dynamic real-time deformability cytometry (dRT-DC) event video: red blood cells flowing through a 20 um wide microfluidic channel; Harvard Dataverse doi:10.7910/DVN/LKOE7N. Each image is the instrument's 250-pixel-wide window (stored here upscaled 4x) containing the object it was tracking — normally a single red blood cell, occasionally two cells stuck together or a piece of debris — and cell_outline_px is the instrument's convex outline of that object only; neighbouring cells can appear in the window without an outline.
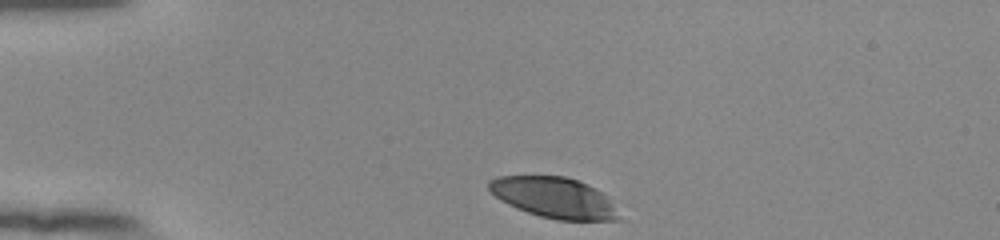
{"species": "human", "species_latin": "Homo sapiens", "temperature_condition": "room temperature", "stored_images_in_passage": 35, "camera_frame_rate_fps": 3000, "um_per_image_px": 0.085, "donor": {"sex": "female"}, "frame": {"image": 1, "passage_image": 1, "time_ms": 0.0, "image_size_px": [1000, 240], "cell_outline_px": [[624, 220], [556, 220], [540, 216], [516, 208], [500, 200], [488, 188], [488, 180], [496, 176], [564, 176], [576, 180], [596, 188], [604, 196]], "centroid_in_image_um": [47.06, 16.8], "position_along_channel_um": 37.9, "area_um2": 30.52}}
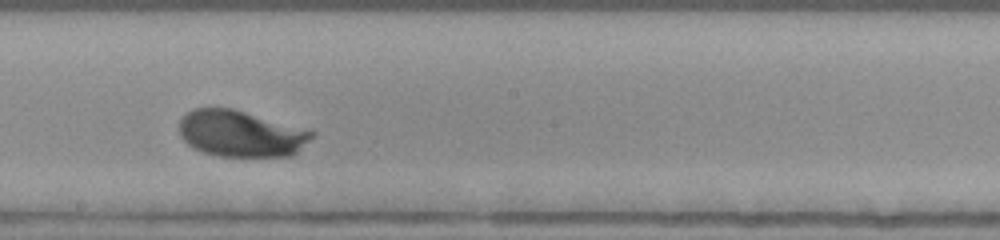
{"frame": {"image": 2, "passage_image": 20, "time_ms": 6.333, "image_size_px": [1000, 240], "cell_outline_px": [[316, 132], [292, 156], [216, 156], [192, 148], [180, 136], [180, 120], [192, 108], [232, 108], [312, 128]], "centroid_in_image_um": [20.52, 11.34], "position_along_channel_um": 227.7, "area_um2": 36.24}}
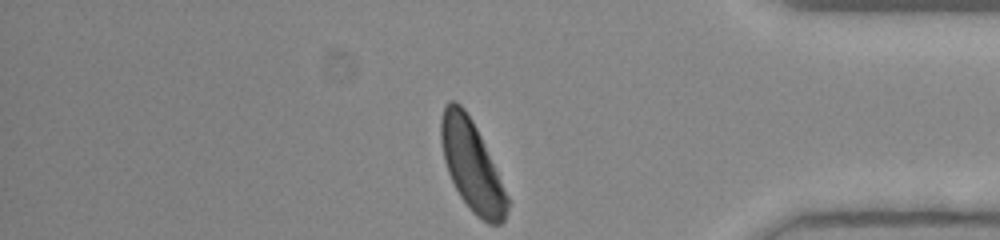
{"frame": {"image": 3, "passage_image": 35, "time_ms": 11.333, "image_size_px": [1000, 240], "cell_outline_px": [[508, 208], [504, 220], [500, 224], [488, 224], [476, 216], [460, 196], [448, 172], [444, 160], [440, 140], [440, 120], [444, 104], [448, 100], [456, 100], [464, 108], [472, 120], [480, 136], [508, 196]], "centroid_in_image_um": [40.07, 14.05], "position_along_channel_um": 395.1, "area_um2": 34.45}, "authors_computed_cell_mechanics": {"area_um2": 35.4314, "velocity_mm_per_s": 3.7762, "shape_relaxation_time_tau1_ms": 2.7085, "shape_relaxation_time_tau2_ms": null, "deformation_change_tau1": 0.1611, "deformation_change_tau2": null}}